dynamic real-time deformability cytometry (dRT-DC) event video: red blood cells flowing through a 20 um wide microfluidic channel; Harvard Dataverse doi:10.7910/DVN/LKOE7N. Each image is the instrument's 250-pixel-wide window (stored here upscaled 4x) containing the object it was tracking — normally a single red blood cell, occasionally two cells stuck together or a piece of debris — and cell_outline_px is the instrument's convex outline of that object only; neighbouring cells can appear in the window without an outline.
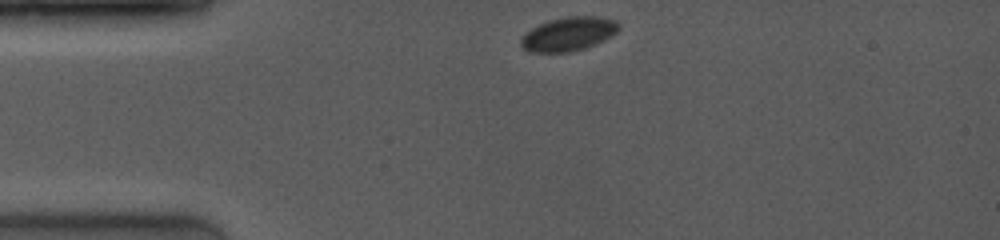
{"species": "common noctule bat (a hibernating species)", "species_latin": "Nyctalus noctula", "temperature_condition": "room temperature", "stored_images_in_passage": 28, "camera_frame_rate_fps": 4000, "um_per_image_px": 0.085, "animal": {"sex": "female", "body_mass_g": 19.0, "forearm_length_mm": 53.3}, "frame": {"image": 1, "passage_image": 1, "time_ms": 0.0, "image_size_px": [1000, 240], "cell_outline_px": [[620, 28], [616, 32], [604, 40], [584, 48], [568, 52], [528, 52], [520, 44], [520, 40], [532, 28], [548, 20], [568, 16], [600, 16], [616, 20], [620, 24]], "centroid_in_image_um": [48.35, 2.87], "position_along_channel_um": 36.6, "area_um2": 19.19}}
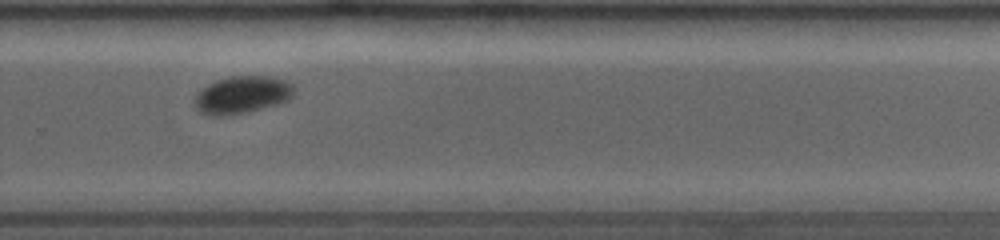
{"frame": {"image": 2, "passage_image": 19, "time_ms": 7.75, "image_size_px": [1000, 240], "cell_outline_px": [[292, 96], [288, 100], [276, 104], [244, 112], [220, 116], [216, 116], [200, 112], [196, 108], [196, 92], [208, 84], [216, 80], [228, 76], [268, 76], [288, 80], [292, 84]], "centroid_in_image_um": [20.56, 8.03], "position_along_channel_um": 309.2, "area_um2": 21.39}}
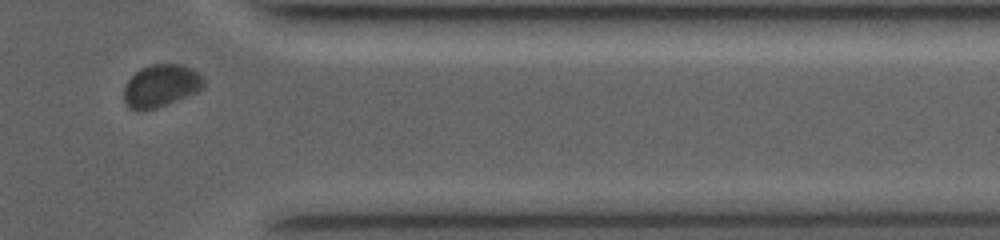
{"frame": {"image": 3, "passage_image": 24, "time_ms": 10.0, "image_size_px": [1000, 240], "cell_outline_px": [[204, 88], [196, 92], [168, 104], [156, 108], [128, 108], [124, 100], [124, 84], [140, 68], [152, 64], [184, 64], [200, 72], [204, 76]], "centroid_in_image_um": [13.72, 7.25], "position_along_channel_um": 397.7, "area_um2": 19.77}, "authors_computed_cell_mechanics": {"area_um2": 21.2126, "velocity_mm_per_s": 3.9839, "shape_relaxation_time_tau1_ms": 3.6288, "shape_relaxation_time_tau2_ms": null, "deformation_change_tau1": 0.0726, "deformation_change_tau2": null}}